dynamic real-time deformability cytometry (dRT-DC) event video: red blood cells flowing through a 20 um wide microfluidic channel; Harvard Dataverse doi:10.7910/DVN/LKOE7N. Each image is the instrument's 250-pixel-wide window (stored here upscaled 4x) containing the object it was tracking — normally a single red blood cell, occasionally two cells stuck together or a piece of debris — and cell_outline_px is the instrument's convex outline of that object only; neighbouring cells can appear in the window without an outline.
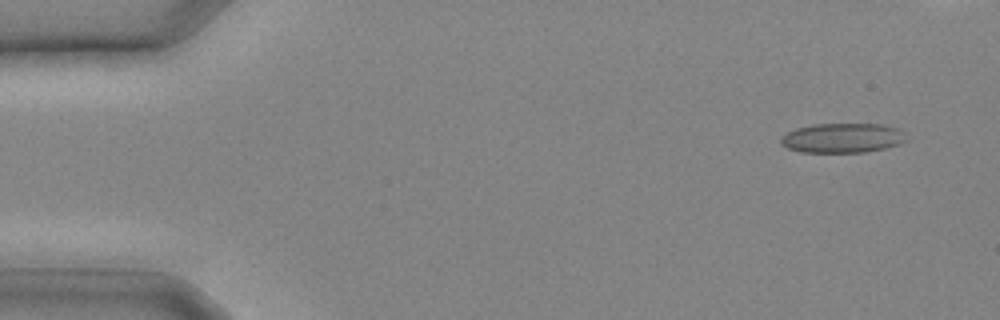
{"species": "common noctule bat (a hibernating species)", "species_latin": "Nyctalus noctula", "temperature_condition": "cold", "stored_images_in_passage": 8, "camera_frame_rate_fps": 3000, "um_per_image_px": 0.085, "animal": {"sex": "male", "body_mass_g": 20.4}, "frame": {"image": 1, "passage_image": 1, "time_ms": 0.0, "image_size_px": [1000, 320], "cell_outline_px": [[908, 140], [900, 144], [884, 148], [864, 152], [800, 152], [788, 148], [780, 144], [780, 136], [796, 128], [812, 124], [880, 124], [896, 128]], "centroid_in_image_um": [71.55, 11.73], "position_along_channel_um": 13.4, "area_um2": 21.56}}